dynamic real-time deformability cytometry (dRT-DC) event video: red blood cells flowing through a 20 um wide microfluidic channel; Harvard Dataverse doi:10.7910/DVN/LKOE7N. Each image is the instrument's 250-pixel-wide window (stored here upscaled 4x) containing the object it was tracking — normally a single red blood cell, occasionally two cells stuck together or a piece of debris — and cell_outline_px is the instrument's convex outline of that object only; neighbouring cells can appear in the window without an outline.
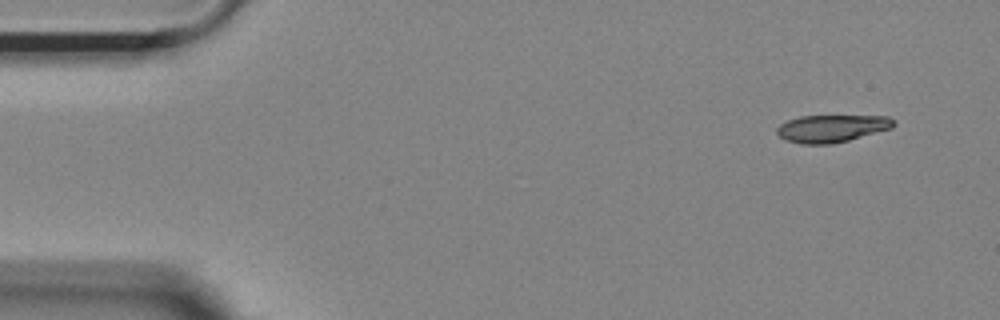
{"species": "Egyptian fruit bat (a non-hibernating species)", "species_latin": "Rousettus aegyptiacus", "temperature_condition": "room temperature", "stored_images_in_passage": 11, "camera_frame_rate_fps": 3000, "um_per_image_px": 0.085, "animal": {"sex": "female"}, "frame": {"image": 1, "passage_image": 1, "time_ms": 0.0, "image_size_px": [1000, 320], "cell_outline_px": [[896, 124], [892, 128], [848, 140], [832, 144], [800, 144], [784, 140], [776, 132], [776, 128], [780, 124], [788, 120], [800, 116], [888, 116]], "centroid_in_image_um": [70.66, 10.92], "position_along_channel_um": 14.3, "area_um2": 18.61}}